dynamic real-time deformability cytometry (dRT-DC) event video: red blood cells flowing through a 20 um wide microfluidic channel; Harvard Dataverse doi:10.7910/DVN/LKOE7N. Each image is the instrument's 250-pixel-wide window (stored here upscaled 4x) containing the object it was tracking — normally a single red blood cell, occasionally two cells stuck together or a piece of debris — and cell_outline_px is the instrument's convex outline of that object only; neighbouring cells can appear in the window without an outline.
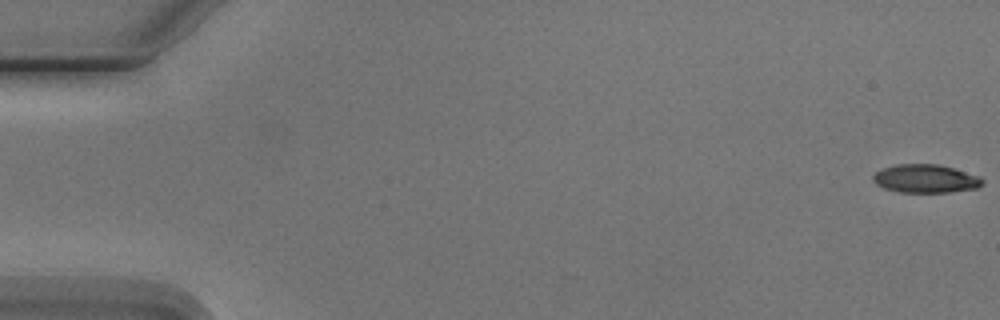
{"species": "Egyptian fruit bat (a non-hibernating species)", "species_latin": "Rousettus aegyptiacus", "temperature_condition": "cold", "stored_images_in_passage": 6, "camera_frame_rate_fps": 3000, "um_per_image_px": 0.085, "animal": {"sex": "male"}, "frame": {"image": 1, "passage_image": 1, "time_ms": 0.0, "image_size_px": [1000, 320], "cell_outline_px": [[984, 184], [976, 188], [948, 192], [900, 192], [884, 188], [876, 184], [872, 180], [872, 176], [880, 168], [896, 164], [936, 164], [952, 168], [976, 176], [984, 180]], "centroid_in_image_um": [78.61, 15.18], "position_along_channel_um": 6.4, "area_um2": 17.92}}
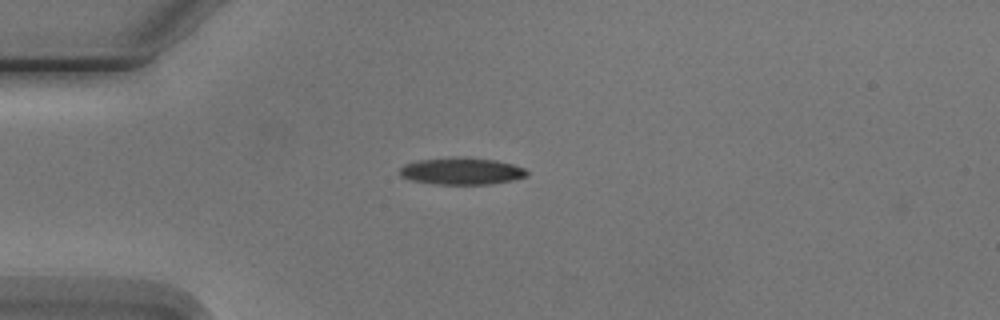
{"frame": {"image": 2, "passage_image": 5, "time_ms": 4.667, "image_size_px": [1000, 320], "cell_outline_px": [[528, 176], [512, 180], [492, 184], [436, 184], [412, 180], [400, 176], [400, 168], [404, 164], [416, 160], [452, 156], [496, 160], [512, 164], [524, 168], [528, 172]], "centroid_in_image_um": [39.22, 14.53], "position_along_channel_um": 45.8, "area_um2": 20.11}}
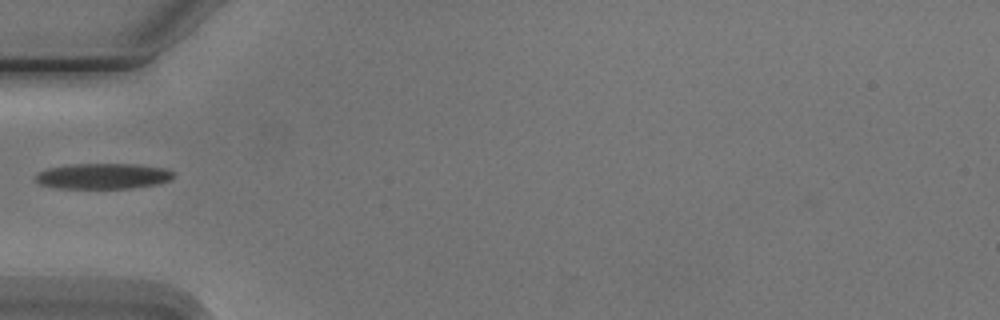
{"frame": {"image": 3, "passage_image": 6, "time_ms": 6.0, "image_size_px": [1000, 320], "cell_outline_px": [[172, 180], [156, 184], [128, 188], [56, 188], [40, 184], [36, 180], [36, 176], [40, 172], [48, 168], [72, 164], [136, 164], [168, 168], [172, 172]], "centroid_in_image_um": [8.78, 14.96], "position_along_channel_um": 76.2, "area_um2": 20.46}}